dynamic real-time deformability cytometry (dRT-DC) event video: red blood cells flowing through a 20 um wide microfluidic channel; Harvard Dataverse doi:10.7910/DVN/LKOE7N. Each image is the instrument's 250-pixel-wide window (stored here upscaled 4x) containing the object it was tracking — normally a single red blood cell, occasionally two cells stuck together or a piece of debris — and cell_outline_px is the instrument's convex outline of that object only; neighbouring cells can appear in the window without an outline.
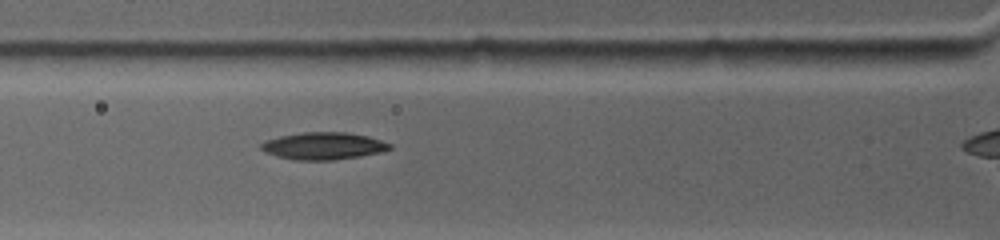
{"species": "common noctule bat (a hibernating species)", "species_latin": "Nyctalus noctula", "temperature_condition": "warm", "stored_images_in_passage": 4, "camera_frame_rate_fps": 4500, "um_per_image_px": 0.085, "animal": {"sex": "female", "body_mass_g": 19.0, "forearm_length_mm": 53.3}, "frame": {"image": 1, "passage_image": 3, "time_ms": 1.111, "image_size_px": [1000, 240], "cell_outline_px": [[392, 148], [380, 152], [360, 156], [332, 160], [296, 160], [276, 156], [264, 152], [260, 148], [260, 144], [264, 140], [280, 136], [304, 132], [348, 132], [368, 136], [392, 144]], "centroid_in_image_um": [27.46, 12.4], "position_along_channel_um": 98.3, "area_um2": 20.46}}